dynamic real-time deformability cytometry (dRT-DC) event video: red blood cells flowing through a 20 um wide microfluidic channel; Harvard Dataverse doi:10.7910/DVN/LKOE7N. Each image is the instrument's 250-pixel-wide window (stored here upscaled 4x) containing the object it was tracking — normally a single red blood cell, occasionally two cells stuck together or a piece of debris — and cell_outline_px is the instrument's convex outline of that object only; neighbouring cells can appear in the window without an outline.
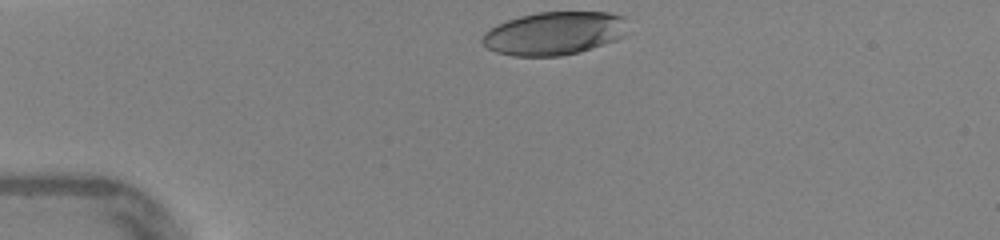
{"species": "human", "species_latin": "Homo sapiens", "temperature_condition": "warm", "stored_images_in_passage": 28, "camera_frame_rate_fps": 3000, "um_per_image_px": 0.085, "donor": {"sex": "female"}, "frame": {"image": 1, "passage_image": 1, "time_ms": 0.0, "image_size_px": [1000, 240], "cell_outline_px": [[624, 36], [616, 40], [580, 52], [560, 56], [512, 56], [496, 52], [488, 48], [480, 40], [484, 32], [496, 24], [520, 16], [536, 12], [608, 12], [624, 16]], "centroid_in_image_um": [47.07, 2.83], "position_along_channel_um": 37.9, "area_um2": 36.65}}
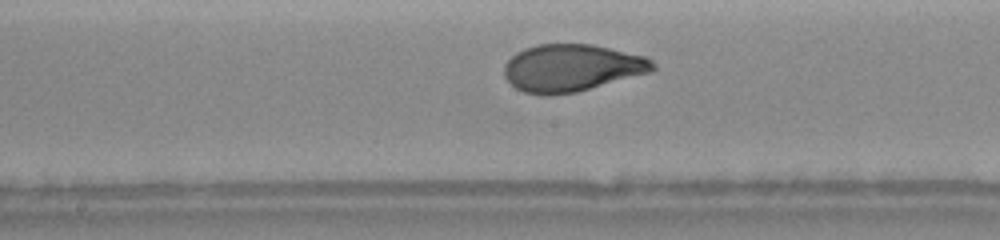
{"frame": {"image": 2, "passage_image": 15, "time_ms": 4.667, "image_size_px": [1000, 240], "cell_outline_px": [[656, 68], [652, 72], [576, 92], [524, 92], [516, 88], [504, 76], [504, 64], [516, 52], [524, 48], [536, 44], [592, 44], [644, 56], [652, 60], [656, 64]], "centroid_in_image_um": [48.63, 5.73], "position_along_channel_um": 199.6, "area_um2": 40.29}}
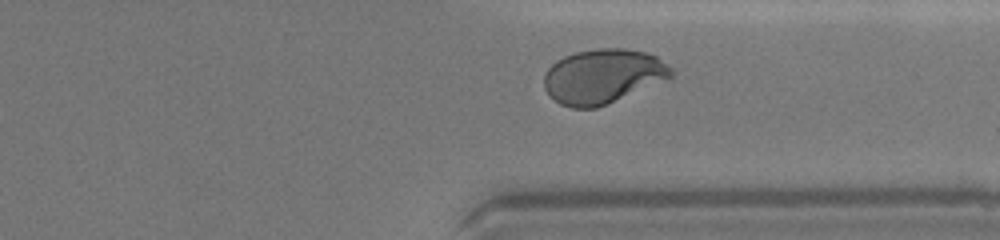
{"frame": {"image": 3, "passage_image": 26, "time_ms": 8.333, "image_size_px": [1000, 240], "cell_outline_px": [[676, 72], [672, 76], [596, 108], [572, 108], [560, 104], [544, 88], [544, 72], [556, 60], [564, 56], [576, 52], [600, 48], [624, 48], [648, 52], [656, 56], [672, 68]], "centroid_in_image_um": [51.22, 6.46], "position_along_channel_um": 360.2, "area_um2": 39.94}, "authors_computed_cell_mechanics": {"area_um2": 40.4022, "velocity_mm_per_s": 4.3813, "shape_relaxation_time_tau1_ms": 5.0509, "shape_relaxation_time_tau2_ms": null, "deformation_change_tau1": 0.2375, "deformation_change_tau2": null}}